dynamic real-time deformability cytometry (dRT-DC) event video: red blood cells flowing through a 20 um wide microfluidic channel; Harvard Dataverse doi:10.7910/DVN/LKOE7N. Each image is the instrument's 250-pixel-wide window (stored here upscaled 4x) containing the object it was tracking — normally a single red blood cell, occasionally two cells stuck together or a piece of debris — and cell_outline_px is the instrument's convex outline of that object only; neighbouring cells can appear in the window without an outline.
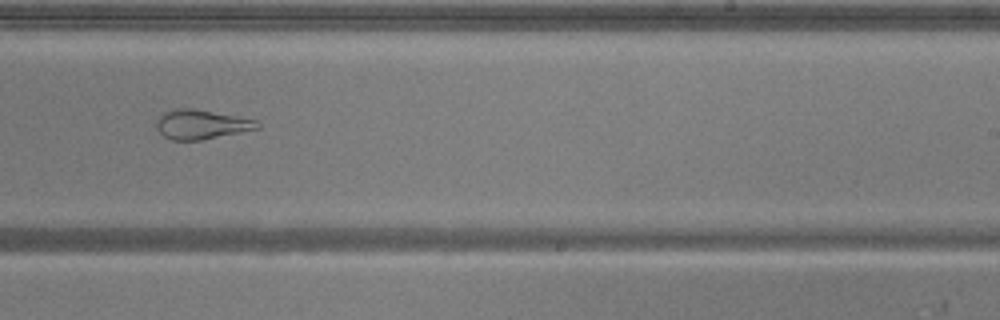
{"species": "common noctule bat (a hibernating species)", "species_latin": "Nyctalus noctula", "temperature_condition": "warm", "stored_images_in_passage": 37, "camera_frame_rate_fps": 3000, "um_per_image_px": 0.085, "animal": {"sex": "male", "body_mass_g": 20.5, "forearm_length_mm": 52.5}, "frame": {"image": 1, "passage_image": 17, "time_ms": 5.333, "image_size_px": [1000, 320], "cell_outline_px": [[260, 128], [200, 140], [172, 140], [164, 136], [156, 128], [156, 120], [164, 112], [172, 108], [192, 108], [236, 116], [256, 120], [260, 124]], "centroid_in_image_um": [17.08, 10.57], "position_along_channel_um": 271.9, "area_um2": 17.17}, "authors_computed_cell_mechanics": {"area_um2": 19.8832, "velocity_mm_per_s": 3.8464, "shape_relaxation_time_tau1_ms": null, "shape_relaxation_time_tau2_ms": 1.9459, "deformation_change_tau1": null, "deformation_change_tau2": 0.0737}}